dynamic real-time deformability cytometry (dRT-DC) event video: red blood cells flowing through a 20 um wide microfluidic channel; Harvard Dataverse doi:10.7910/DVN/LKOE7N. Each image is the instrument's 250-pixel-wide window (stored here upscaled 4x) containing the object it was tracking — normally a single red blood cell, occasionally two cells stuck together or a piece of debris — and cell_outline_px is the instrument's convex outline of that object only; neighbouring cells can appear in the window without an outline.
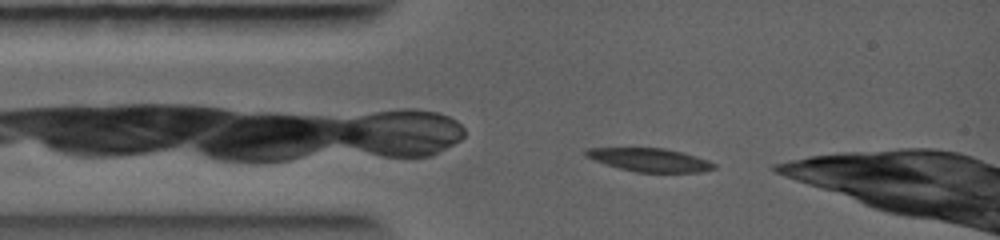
{"species": "common noctule bat (a hibernating species)", "species_latin": "Nyctalus noctula", "temperature_condition": "warm", "stored_images_in_passage": 1, "camera_frame_rate_fps": 5000, "um_per_image_px": 0.085, "animal": {"sex": "female", "body_mass_g": 19.0, "forearm_length_mm": 56.7}, "frame": {"image": 1, "passage_image": 1, "time_ms": 0.0, "image_size_px": [1000, 240], "cell_outline_px": [[716, 168], [704, 172], [636, 172], [604, 164], [584, 156], [584, 148], [664, 148], [696, 156], [708, 160], [716, 164]], "centroid_in_image_um": [55.21, 13.59], "position_along_channel_um": 29.8, "area_um2": 17.46}}